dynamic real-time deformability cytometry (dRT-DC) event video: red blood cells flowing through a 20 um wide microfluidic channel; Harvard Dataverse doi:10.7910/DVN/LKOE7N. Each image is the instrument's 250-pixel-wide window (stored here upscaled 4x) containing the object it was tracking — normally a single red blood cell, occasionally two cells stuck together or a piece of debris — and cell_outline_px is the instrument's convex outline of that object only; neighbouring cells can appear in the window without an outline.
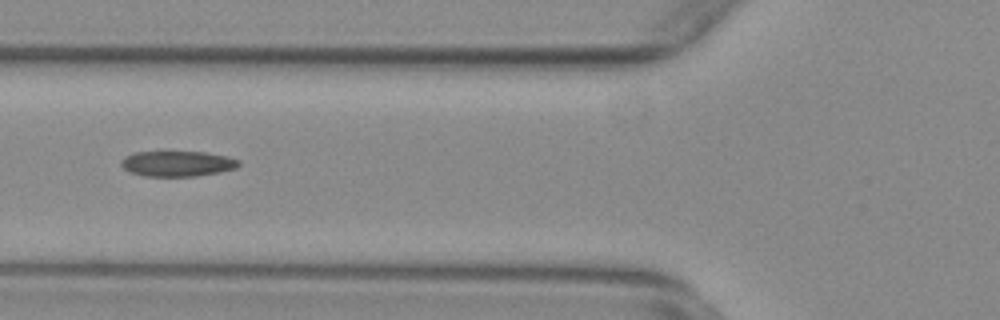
{"species": "common noctule bat (a hibernating species)", "species_latin": "Nyctalus noctula", "temperature_condition": "warm", "stored_images_in_passage": 29, "camera_frame_rate_fps": 3000, "um_per_image_px": 0.085, "animal": {"sex": "female", "body_mass_g": 29.2, "forearm_length_mm": 56.3}, "frame": {"image": 1, "passage_image": 4, "time_ms": 1.0, "image_size_px": [1000, 320], "cell_outline_px": [[240, 164], [236, 168], [220, 172], [196, 176], [144, 176], [132, 172], [124, 168], [120, 164], [120, 160], [124, 156], [136, 152], [204, 152], [228, 156], [240, 160]], "centroid_in_image_um": [15.09, 13.91], "position_along_channel_um": 110.7, "area_um2": 17.46}}
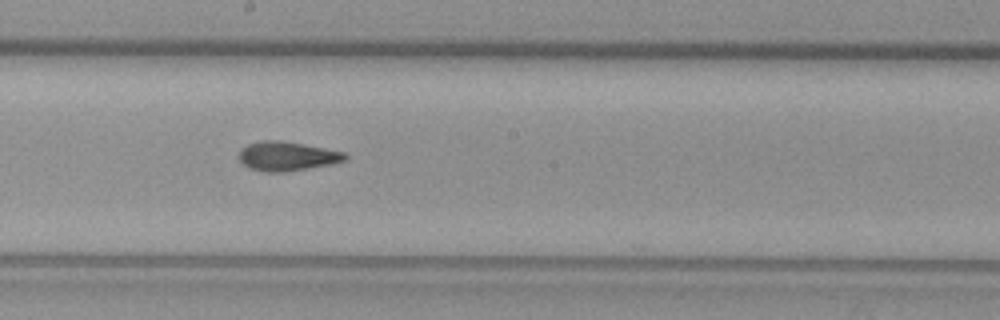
{"frame": {"image": 2, "passage_image": 13, "time_ms": 4.0, "image_size_px": [1000, 320], "cell_outline_px": [[348, 156], [344, 160], [332, 164], [284, 172], [268, 172], [248, 168], [240, 160], [240, 148], [248, 144], [260, 140], [280, 140], [304, 144], [344, 152]], "centroid_in_image_um": [24.38, 13.27], "position_along_channel_um": 223.8, "area_um2": 17.98}}
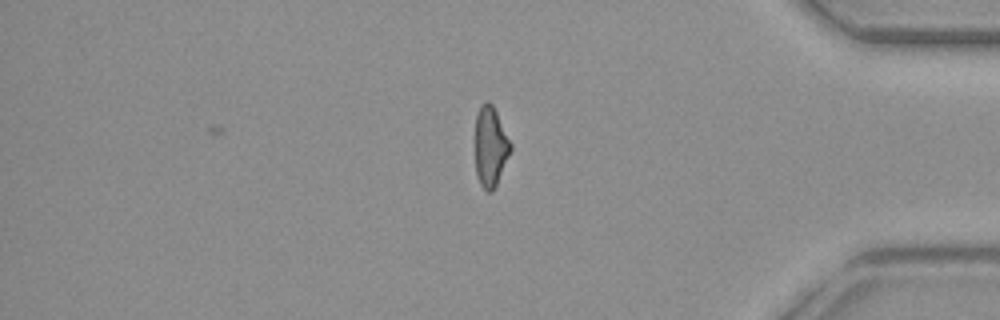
{"frame": {"image": 3, "passage_image": 29, "time_ms": 9.333, "image_size_px": [1000, 320], "cell_outline_px": [[512, 148], [496, 184], [492, 192], [488, 192], [480, 184], [476, 176], [476, 116], [480, 104], [488, 100], [492, 104], [512, 144]], "centroid_in_image_um": [41.68, 12.44], "position_along_channel_um": 393.5, "area_um2": 16.3}}